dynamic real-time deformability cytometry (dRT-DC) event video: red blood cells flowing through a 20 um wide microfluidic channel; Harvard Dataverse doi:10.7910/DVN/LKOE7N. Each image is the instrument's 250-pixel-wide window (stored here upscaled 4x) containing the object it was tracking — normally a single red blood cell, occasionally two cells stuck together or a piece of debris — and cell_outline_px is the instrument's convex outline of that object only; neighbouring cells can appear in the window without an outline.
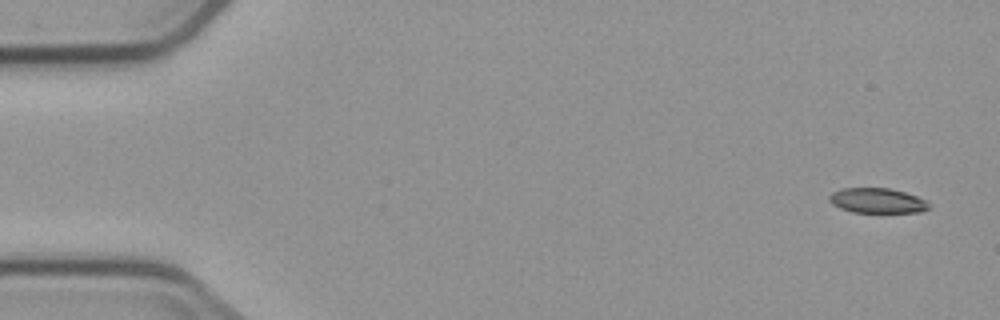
{"species": "common noctule bat (a hibernating species)", "species_latin": "Nyctalus noctula", "temperature_condition": "cold", "stored_images_in_passage": 5, "camera_frame_rate_fps": 3000, "um_per_image_px": 0.085, "animal": {"sex": "male", "body_mass_g": 23.1, "forearm_length_mm": 52.7}, "frame": {"image": 1, "passage_image": 1, "time_ms": 0.0, "image_size_px": [1000, 320], "cell_outline_px": [[932, 204], [928, 208], [920, 212], [852, 212], [840, 208], [832, 204], [828, 200], [828, 196], [832, 192], [844, 188], [888, 188], [904, 192], [928, 200]], "centroid_in_image_um": [74.57, 17.05], "position_along_channel_um": 10.4, "area_um2": 14.57}}
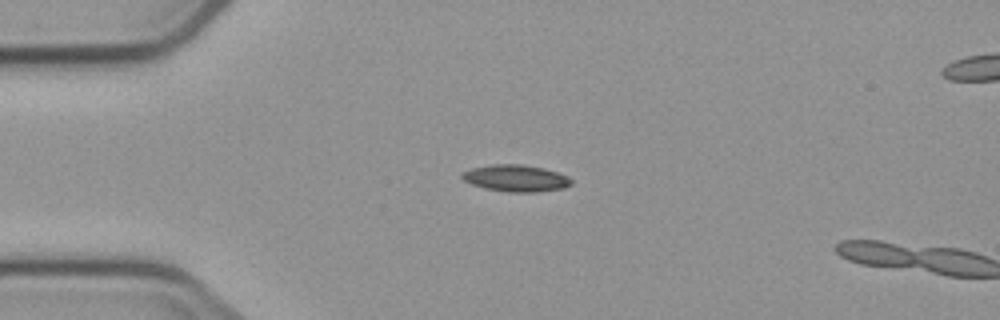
{"frame": {"image": 2, "passage_image": 4, "time_ms": 3.667, "image_size_px": [1000, 320], "cell_outline_px": [[572, 184], [564, 188], [536, 192], [508, 192], [484, 188], [472, 184], [464, 180], [460, 176], [464, 172], [472, 168], [492, 164], [520, 164], [544, 168], [568, 176], [572, 180]], "centroid_in_image_um": [43.86, 15.15], "position_along_channel_um": 41.1, "area_um2": 16.99}}